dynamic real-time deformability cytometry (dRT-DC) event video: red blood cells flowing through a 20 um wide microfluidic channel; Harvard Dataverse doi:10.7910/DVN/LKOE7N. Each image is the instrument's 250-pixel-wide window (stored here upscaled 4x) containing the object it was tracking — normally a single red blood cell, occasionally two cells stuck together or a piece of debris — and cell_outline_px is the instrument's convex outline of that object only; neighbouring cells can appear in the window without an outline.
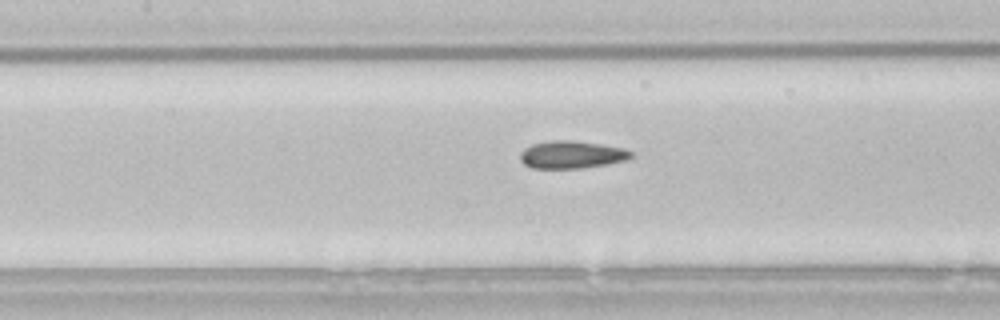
{"species": "common noctule bat (a hibernating species)", "species_latin": "Nyctalus noctula", "temperature_condition": "room temperature", "stored_images_in_passage": 40, "camera_frame_rate_fps": 3000, "um_per_image_px": 0.085, "animal": {"sex": "male", "body_mass_g": 21.5, "forearm_length_mm": 52.0}, "frame": {"image": 1, "passage_image": 14, "time_ms": 4.333, "image_size_px": [1000, 320], "cell_outline_px": [[632, 156], [624, 160], [608, 164], [580, 168], [532, 168], [524, 164], [520, 160], [520, 152], [524, 148], [532, 144], [548, 140], [572, 140], [600, 144], [624, 148], [632, 152]], "centroid_in_image_um": [48.55, 13.14], "position_along_channel_um": 158.9, "area_um2": 17.8}}
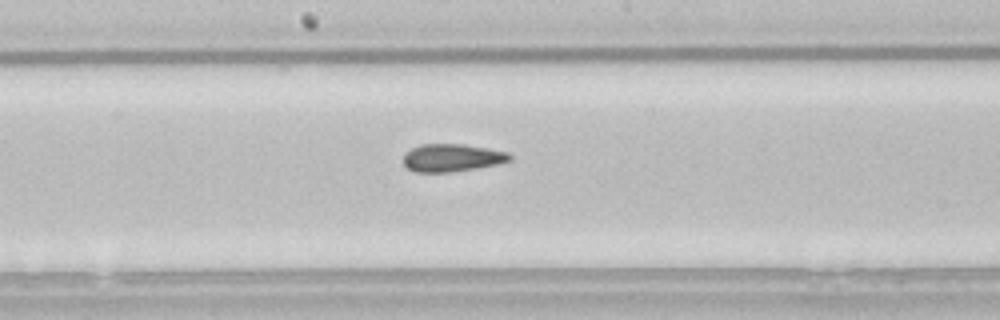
{"frame": {"image": 2, "passage_image": 18, "time_ms": 5.667, "image_size_px": [1000, 320], "cell_outline_px": [[512, 160], [496, 164], [452, 172], [416, 172], [408, 168], [404, 164], [404, 152], [420, 144], [464, 144], [488, 148], [508, 152], [512, 156]], "centroid_in_image_um": [38.41, 13.4], "position_along_channel_um": 209.8, "area_um2": 17.17}}
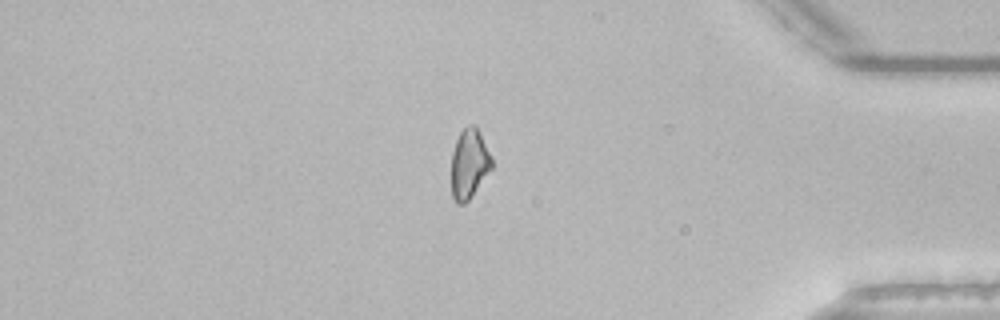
{"frame": {"image": 3, "passage_image": 35, "time_ms": 11.333, "image_size_px": [1000, 320], "cell_outline_px": [[492, 168], [468, 200], [464, 204], [456, 204], [452, 196], [452, 152], [456, 140], [460, 132], [468, 124], [476, 124], [492, 156]], "centroid_in_image_um": [39.89, 13.89], "position_along_channel_um": 395.3, "area_um2": 16.42}}